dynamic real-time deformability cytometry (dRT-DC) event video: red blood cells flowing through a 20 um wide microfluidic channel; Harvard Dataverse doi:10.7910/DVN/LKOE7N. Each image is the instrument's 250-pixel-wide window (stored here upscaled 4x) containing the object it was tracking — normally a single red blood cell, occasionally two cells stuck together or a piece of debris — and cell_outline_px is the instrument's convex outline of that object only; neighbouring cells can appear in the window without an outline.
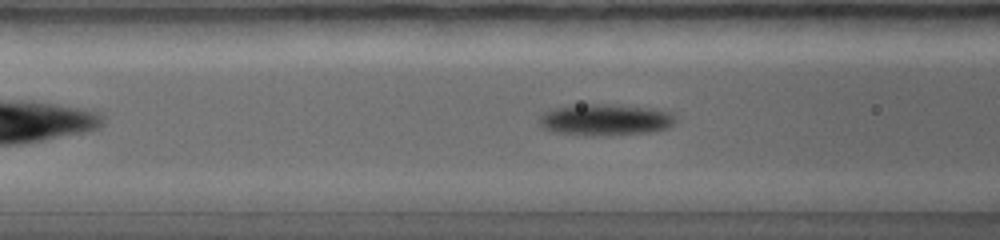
{"species": "common noctule bat (a hibernating species)", "species_latin": "Nyctalus noctula", "temperature_condition": "warm", "stored_images_in_passage": 43, "camera_frame_rate_fps": 5000, "um_per_image_px": 0.085, "animal": {"sex": "female", "body_mass_g": 19.0, "forearm_length_mm": 56.7}, "frame": {"image": 1, "passage_image": 11, "time_ms": 2.0, "image_size_px": [1000, 240], "cell_outline_px": [[676, 120], [668, 128], [648, 132], [556, 132], [544, 128], [540, 124], [540, 112], [552, 108], [588, 104], [604, 104], [656, 108], [672, 112]], "centroid_in_image_um": [51.49, 10.1], "position_along_channel_um": 115.1, "area_um2": 23.58}}
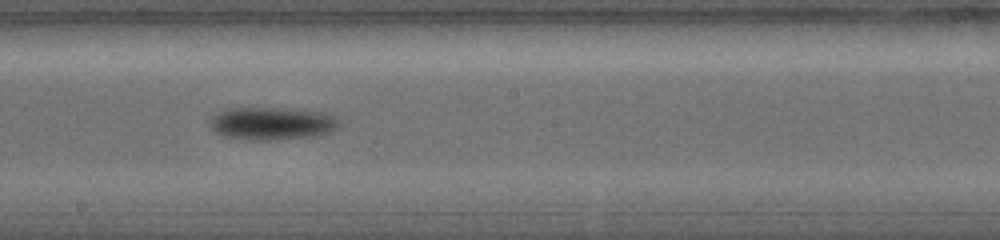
{"frame": {"image": 2, "passage_image": 19, "time_ms": 3.6, "image_size_px": [1000, 240], "cell_outline_px": [[340, 124], [332, 132], [316, 136], [268, 140], [256, 140], [220, 136], [212, 132], [208, 124], [208, 120], [216, 112], [232, 108], [280, 108], [324, 112], [336, 116], [340, 120]], "centroid_in_image_um": [23.08, 10.49], "position_along_channel_um": 225.1, "area_um2": 25.09}}
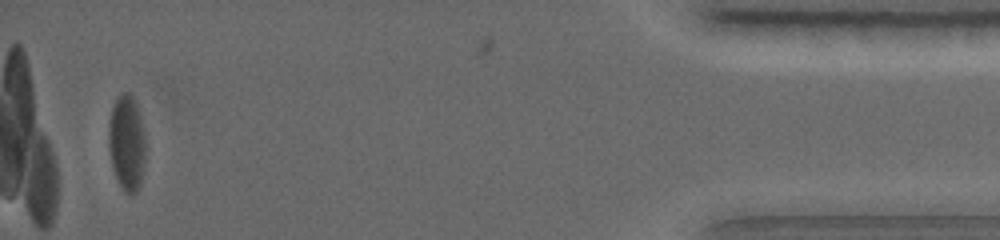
{"frame": {"image": 3, "passage_image": 40, "time_ms": 7.8, "image_size_px": [1000, 240], "cell_outline_px": [[144, 168], [140, 184], [136, 192], [128, 192], [120, 184], [116, 176], [112, 164], [108, 148], [108, 124], [112, 108], [116, 96], [120, 92], [128, 92], [136, 100], [144, 132]], "centroid_in_image_um": [10.76, 12.05], "position_along_channel_um": 424.4, "area_um2": 20.52}}